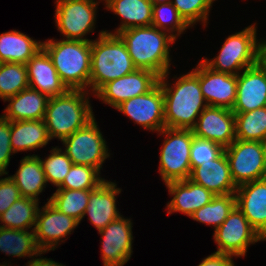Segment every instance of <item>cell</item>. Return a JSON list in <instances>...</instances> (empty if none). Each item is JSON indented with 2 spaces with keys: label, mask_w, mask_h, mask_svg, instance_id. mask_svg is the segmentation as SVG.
Wrapping results in <instances>:
<instances>
[{
  "label": "cell",
  "mask_w": 266,
  "mask_h": 266,
  "mask_svg": "<svg viewBox=\"0 0 266 266\" xmlns=\"http://www.w3.org/2000/svg\"><path fill=\"white\" fill-rule=\"evenodd\" d=\"M26 67L29 87L38 90L48 98L63 95L69 90L43 48L26 63Z\"/></svg>",
  "instance_id": "ffe728a7"
},
{
  "label": "cell",
  "mask_w": 266,
  "mask_h": 266,
  "mask_svg": "<svg viewBox=\"0 0 266 266\" xmlns=\"http://www.w3.org/2000/svg\"><path fill=\"white\" fill-rule=\"evenodd\" d=\"M192 130L195 137L216 142L225 148L236 139L235 114L228 108L207 106Z\"/></svg>",
  "instance_id": "2e32d148"
},
{
  "label": "cell",
  "mask_w": 266,
  "mask_h": 266,
  "mask_svg": "<svg viewBox=\"0 0 266 266\" xmlns=\"http://www.w3.org/2000/svg\"><path fill=\"white\" fill-rule=\"evenodd\" d=\"M48 99L38 90L28 87L5 100L10 103L2 116L9 121L42 120Z\"/></svg>",
  "instance_id": "cb8c5ba5"
},
{
  "label": "cell",
  "mask_w": 266,
  "mask_h": 266,
  "mask_svg": "<svg viewBox=\"0 0 266 266\" xmlns=\"http://www.w3.org/2000/svg\"><path fill=\"white\" fill-rule=\"evenodd\" d=\"M11 136V121L3 116H0V174L6 175L11 153L14 151L10 142Z\"/></svg>",
  "instance_id": "ab89813d"
},
{
  "label": "cell",
  "mask_w": 266,
  "mask_h": 266,
  "mask_svg": "<svg viewBox=\"0 0 266 266\" xmlns=\"http://www.w3.org/2000/svg\"><path fill=\"white\" fill-rule=\"evenodd\" d=\"M152 26L159 30L167 31L175 39L183 33L185 29L190 27L179 15L178 10L171 2L166 4H153ZM175 31L177 34L173 33Z\"/></svg>",
  "instance_id": "e575fe53"
},
{
  "label": "cell",
  "mask_w": 266,
  "mask_h": 266,
  "mask_svg": "<svg viewBox=\"0 0 266 266\" xmlns=\"http://www.w3.org/2000/svg\"><path fill=\"white\" fill-rule=\"evenodd\" d=\"M213 236L218 246L216 253L235 257L244 256L250 244L264 241L237 206L214 231Z\"/></svg>",
  "instance_id": "8fae6325"
},
{
  "label": "cell",
  "mask_w": 266,
  "mask_h": 266,
  "mask_svg": "<svg viewBox=\"0 0 266 266\" xmlns=\"http://www.w3.org/2000/svg\"><path fill=\"white\" fill-rule=\"evenodd\" d=\"M199 83L208 106L233 108L237 94V75L216 72L201 61Z\"/></svg>",
  "instance_id": "ac0fdd59"
},
{
  "label": "cell",
  "mask_w": 266,
  "mask_h": 266,
  "mask_svg": "<svg viewBox=\"0 0 266 266\" xmlns=\"http://www.w3.org/2000/svg\"><path fill=\"white\" fill-rule=\"evenodd\" d=\"M106 8L122 18L121 26L115 33L152 25L153 3L150 0H106Z\"/></svg>",
  "instance_id": "484cf974"
},
{
  "label": "cell",
  "mask_w": 266,
  "mask_h": 266,
  "mask_svg": "<svg viewBox=\"0 0 266 266\" xmlns=\"http://www.w3.org/2000/svg\"><path fill=\"white\" fill-rule=\"evenodd\" d=\"M21 197L19 188L10 176L0 179V215Z\"/></svg>",
  "instance_id": "60d3db41"
},
{
  "label": "cell",
  "mask_w": 266,
  "mask_h": 266,
  "mask_svg": "<svg viewBox=\"0 0 266 266\" xmlns=\"http://www.w3.org/2000/svg\"><path fill=\"white\" fill-rule=\"evenodd\" d=\"M27 266H65L62 265L61 263H57L53 261L52 259L50 260L47 258H33V260L28 261Z\"/></svg>",
  "instance_id": "7bdbcfd3"
},
{
  "label": "cell",
  "mask_w": 266,
  "mask_h": 266,
  "mask_svg": "<svg viewBox=\"0 0 266 266\" xmlns=\"http://www.w3.org/2000/svg\"><path fill=\"white\" fill-rule=\"evenodd\" d=\"M39 202L35 199L21 197L0 215L2 228L28 230L36 225Z\"/></svg>",
  "instance_id": "f546056e"
},
{
  "label": "cell",
  "mask_w": 266,
  "mask_h": 266,
  "mask_svg": "<svg viewBox=\"0 0 266 266\" xmlns=\"http://www.w3.org/2000/svg\"><path fill=\"white\" fill-rule=\"evenodd\" d=\"M258 63L264 68L266 72V42L265 41H263L262 47L260 49Z\"/></svg>",
  "instance_id": "ee69618b"
},
{
  "label": "cell",
  "mask_w": 266,
  "mask_h": 266,
  "mask_svg": "<svg viewBox=\"0 0 266 266\" xmlns=\"http://www.w3.org/2000/svg\"><path fill=\"white\" fill-rule=\"evenodd\" d=\"M235 206V193L216 195L209 203L195 211L190 217L200 223L213 225L216 230Z\"/></svg>",
  "instance_id": "d6a6232c"
},
{
  "label": "cell",
  "mask_w": 266,
  "mask_h": 266,
  "mask_svg": "<svg viewBox=\"0 0 266 266\" xmlns=\"http://www.w3.org/2000/svg\"><path fill=\"white\" fill-rule=\"evenodd\" d=\"M55 22L66 40L92 41L84 39L95 26V0H56Z\"/></svg>",
  "instance_id": "30bf717a"
},
{
  "label": "cell",
  "mask_w": 266,
  "mask_h": 266,
  "mask_svg": "<svg viewBox=\"0 0 266 266\" xmlns=\"http://www.w3.org/2000/svg\"><path fill=\"white\" fill-rule=\"evenodd\" d=\"M154 26L125 29L118 33L125 42L129 55L137 69L154 72L159 77L170 67V44L175 38Z\"/></svg>",
  "instance_id": "7a4b0ae2"
},
{
  "label": "cell",
  "mask_w": 266,
  "mask_h": 266,
  "mask_svg": "<svg viewBox=\"0 0 266 266\" xmlns=\"http://www.w3.org/2000/svg\"><path fill=\"white\" fill-rule=\"evenodd\" d=\"M116 185L114 182L104 180L90 192L85 216L86 214L89 216L90 222L98 231L121 216L116 208V195L121 189L116 188Z\"/></svg>",
  "instance_id": "603a6c76"
},
{
  "label": "cell",
  "mask_w": 266,
  "mask_h": 266,
  "mask_svg": "<svg viewBox=\"0 0 266 266\" xmlns=\"http://www.w3.org/2000/svg\"><path fill=\"white\" fill-rule=\"evenodd\" d=\"M42 48L69 90H86L89 87L91 41L50 39L42 42Z\"/></svg>",
  "instance_id": "5b68a950"
},
{
  "label": "cell",
  "mask_w": 266,
  "mask_h": 266,
  "mask_svg": "<svg viewBox=\"0 0 266 266\" xmlns=\"http://www.w3.org/2000/svg\"><path fill=\"white\" fill-rule=\"evenodd\" d=\"M99 174L100 172L94 167L73 164L69 173L57 189H95L105 180Z\"/></svg>",
  "instance_id": "d590c367"
},
{
  "label": "cell",
  "mask_w": 266,
  "mask_h": 266,
  "mask_svg": "<svg viewBox=\"0 0 266 266\" xmlns=\"http://www.w3.org/2000/svg\"><path fill=\"white\" fill-rule=\"evenodd\" d=\"M132 222L122 215L99 231L103 266H123L132 253Z\"/></svg>",
  "instance_id": "9a60e30c"
},
{
  "label": "cell",
  "mask_w": 266,
  "mask_h": 266,
  "mask_svg": "<svg viewBox=\"0 0 266 266\" xmlns=\"http://www.w3.org/2000/svg\"><path fill=\"white\" fill-rule=\"evenodd\" d=\"M115 109L145 129L160 132L165 127L164 95L159 83L148 93L123 101Z\"/></svg>",
  "instance_id": "7c38bea8"
},
{
  "label": "cell",
  "mask_w": 266,
  "mask_h": 266,
  "mask_svg": "<svg viewBox=\"0 0 266 266\" xmlns=\"http://www.w3.org/2000/svg\"><path fill=\"white\" fill-rule=\"evenodd\" d=\"M29 87L26 64H0V98L4 101Z\"/></svg>",
  "instance_id": "836d02e7"
},
{
  "label": "cell",
  "mask_w": 266,
  "mask_h": 266,
  "mask_svg": "<svg viewBox=\"0 0 266 266\" xmlns=\"http://www.w3.org/2000/svg\"><path fill=\"white\" fill-rule=\"evenodd\" d=\"M236 206L266 240V178L237 186Z\"/></svg>",
  "instance_id": "d6986e66"
},
{
  "label": "cell",
  "mask_w": 266,
  "mask_h": 266,
  "mask_svg": "<svg viewBox=\"0 0 266 266\" xmlns=\"http://www.w3.org/2000/svg\"><path fill=\"white\" fill-rule=\"evenodd\" d=\"M236 139L266 141V106L248 112L234 113Z\"/></svg>",
  "instance_id": "4dcf8cb0"
},
{
  "label": "cell",
  "mask_w": 266,
  "mask_h": 266,
  "mask_svg": "<svg viewBox=\"0 0 266 266\" xmlns=\"http://www.w3.org/2000/svg\"><path fill=\"white\" fill-rule=\"evenodd\" d=\"M0 251L9 256L34 257L46 251H41L36 243L34 230H15L0 227ZM39 254V255H38Z\"/></svg>",
  "instance_id": "f1b7e54d"
},
{
  "label": "cell",
  "mask_w": 266,
  "mask_h": 266,
  "mask_svg": "<svg viewBox=\"0 0 266 266\" xmlns=\"http://www.w3.org/2000/svg\"><path fill=\"white\" fill-rule=\"evenodd\" d=\"M50 153L49 157L41 159V162L47 182L58 187L69 173L73 163L61 148L55 147Z\"/></svg>",
  "instance_id": "8d00e7d4"
},
{
  "label": "cell",
  "mask_w": 266,
  "mask_h": 266,
  "mask_svg": "<svg viewBox=\"0 0 266 266\" xmlns=\"http://www.w3.org/2000/svg\"><path fill=\"white\" fill-rule=\"evenodd\" d=\"M263 153H264V162H265V178H266V141L263 142Z\"/></svg>",
  "instance_id": "bcb514c9"
},
{
  "label": "cell",
  "mask_w": 266,
  "mask_h": 266,
  "mask_svg": "<svg viewBox=\"0 0 266 266\" xmlns=\"http://www.w3.org/2000/svg\"><path fill=\"white\" fill-rule=\"evenodd\" d=\"M224 150L225 148L216 142L194 136L190 149L191 170L199 167L202 163L209 162V160H215Z\"/></svg>",
  "instance_id": "f35d334b"
},
{
  "label": "cell",
  "mask_w": 266,
  "mask_h": 266,
  "mask_svg": "<svg viewBox=\"0 0 266 266\" xmlns=\"http://www.w3.org/2000/svg\"><path fill=\"white\" fill-rule=\"evenodd\" d=\"M153 4H166L171 2V0H150Z\"/></svg>",
  "instance_id": "f6af8a7d"
},
{
  "label": "cell",
  "mask_w": 266,
  "mask_h": 266,
  "mask_svg": "<svg viewBox=\"0 0 266 266\" xmlns=\"http://www.w3.org/2000/svg\"><path fill=\"white\" fill-rule=\"evenodd\" d=\"M160 134L166 135L160 152L159 173L166 183L190 178V149L193 130L164 127Z\"/></svg>",
  "instance_id": "52a82bcc"
},
{
  "label": "cell",
  "mask_w": 266,
  "mask_h": 266,
  "mask_svg": "<svg viewBox=\"0 0 266 266\" xmlns=\"http://www.w3.org/2000/svg\"><path fill=\"white\" fill-rule=\"evenodd\" d=\"M42 42L35 41L20 31L0 34V63L26 64L40 49Z\"/></svg>",
  "instance_id": "83f0119b"
},
{
  "label": "cell",
  "mask_w": 266,
  "mask_h": 266,
  "mask_svg": "<svg viewBox=\"0 0 266 266\" xmlns=\"http://www.w3.org/2000/svg\"><path fill=\"white\" fill-rule=\"evenodd\" d=\"M266 106V72L259 64L245 68L237 75L234 113L248 112Z\"/></svg>",
  "instance_id": "e0dca14e"
},
{
  "label": "cell",
  "mask_w": 266,
  "mask_h": 266,
  "mask_svg": "<svg viewBox=\"0 0 266 266\" xmlns=\"http://www.w3.org/2000/svg\"><path fill=\"white\" fill-rule=\"evenodd\" d=\"M262 44L256 38L255 24L250 25L228 36L216 58H203L202 62L216 72L238 75L239 71L258 63Z\"/></svg>",
  "instance_id": "8992f818"
},
{
  "label": "cell",
  "mask_w": 266,
  "mask_h": 266,
  "mask_svg": "<svg viewBox=\"0 0 266 266\" xmlns=\"http://www.w3.org/2000/svg\"><path fill=\"white\" fill-rule=\"evenodd\" d=\"M168 74L169 71L158 82L164 95L165 127L192 130L198 116L208 106L199 83V64L196 69L179 77L173 87L167 83Z\"/></svg>",
  "instance_id": "6da1fadb"
},
{
  "label": "cell",
  "mask_w": 266,
  "mask_h": 266,
  "mask_svg": "<svg viewBox=\"0 0 266 266\" xmlns=\"http://www.w3.org/2000/svg\"><path fill=\"white\" fill-rule=\"evenodd\" d=\"M189 179L212 191L215 195L232 194L237 189L231 177L225 151L215 160H209V162L195 167Z\"/></svg>",
  "instance_id": "44dd1931"
},
{
  "label": "cell",
  "mask_w": 266,
  "mask_h": 266,
  "mask_svg": "<svg viewBox=\"0 0 266 266\" xmlns=\"http://www.w3.org/2000/svg\"><path fill=\"white\" fill-rule=\"evenodd\" d=\"M41 208L33 228L35 240L41 251L55 250L60 239L71 234L80 222L60 212L49 201Z\"/></svg>",
  "instance_id": "5bb4252c"
},
{
  "label": "cell",
  "mask_w": 266,
  "mask_h": 266,
  "mask_svg": "<svg viewBox=\"0 0 266 266\" xmlns=\"http://www.w3.org/2000/svg\"><path fill=\"white\" fill-rule=\"evenodd\" d=\"M125 42L118 34L101 31L99 39L91 41V72L89 87L96 93L104 84L134 72Z\"/></svg>",
  "instance_id": "3957f363"
},
{
  "label": "cell",
  "mask_w": 266,
  "mask_h": 266,
  "mask_svg": "<svg viewBox=\"0 0 266 266\" xmlns=\"http://www.w3.org/2000/svg\"><path fill=\"white\" fill-rule=\"evenodd\" d=\"M159 78L152 71L136 69L130 74L107 82L95 95L104 103L116 108L123 101L148 93L158 84Z\"/></svg>",
  "instance_id": "4fadbf2b"
},
{
  "label": "cell",
  "mask_w": 266,
  "mask_h": 266,
  "mask_svg": "<svg viewBox=\"0 0 266 266\" xmlns=\"http://www.w3.org/2000/svg\"><path fill=\"white\" fill-rule=\"evenodd\" d=\"M224 151L236 186L265 178L263 142L235 139Z\"/></svg>",
  "instance_id": "9c48e42d"
},
{
  "label": "cell",
  "mask_w": 266,
  "mask_h": 266,
  "mask_svg": "<svg viewBox=\"0 0 266 266\" xmlns=\"http://www.w3.org/2000/svg\"><path fill=\"white\" fill-rule=\"evenodd\" d=\"M62 142L66 147L64 152L73 164L94 167L99 172L104 160L110 156L95 118Z\"/></svg>",
  "instance_id": "ba28073f"
},
{
  "label": "cell",
  "mask_w": 266,
  "mask_h": 266,
  "mask_svg": "<svg viewBox=\"0 0 266 266\" xmlns=\"http://www.w3.org/2000/svg\"><path fill=\"white\" fill-rule=\"evenodd\" d=\"M50 140L43 119L11 121L10 142L14 153L35 150L47 145Z\"/></svg>",
  "instance_id": "4316f807"
},
{
  "label": "cell",
  "mask_w": 266,
  "mask_h": 266,
  "mask_svg": "<svg viewBox=\"0 0 266 266\" xmlns=\"http://www.w3.org/2000/svg\"><path fill=\"white\" fill-rule=\"evenodd\" d=\"M91 190L57 189L47 200L60 212L80 222L85 216Z\"/></svg>",
  "instance_id": "1f68e13d"
},
{
  "label": "cell",
  "mask_w": 266,
  "mask_h": 266,
  "mask_svg": "<svg viewBox=\"0 0 266 266\" xmlns=\"http://www.w3.org/2000/svg\"><path fill=\"white\" fill-rule=\"evenodd\" d=\"M165 185L169 190V194L174 195L172 200L167 203L168 214L181 212L190 217L216 196L212 191L194 183L189 178L169 182Z\"/></svg>",
  "instance_id": "7402d4cb"
},
{
  "label": "cell",
  "mask_w": 266,
  "mask_h": 266,
  "mask_svg": "<svg viewBox=\"0 0 266 266\" xmlns=\"http://www.w3.org/2000/svg\"><path fill=\"white\" fill-rule=\"evenodd\" d=\"M19 188L22 197L39 201L38 195L44 190L47 180L40 156H25L15 175L10 176Z\"/></svg>",
  "instance_id": "d4e9b609"
},
{
  "label": "cell",
  "mask_w": 266,
  "mask_h": 266,
  "mask_svg": "<svg viewBox=\"0 0 266 266\" xmlns=\"http://www.w3.org/2000/svg\"><path fill=\"white\" fill-rule=\"evenodd\" d=\"M232 257L229 254L215 252L204 258L198 266H235Z\"/></svg>",
  "instance_id": "b9f144b4"
},
{
  "label": "cell",
  "mask_w": 266,
  "mask_h": 266,
  "mask_svg": "<svg viewBox=\"0 0 266 266\" xmlns=\"http://www.w3.org/2000/svg\"><path fill=\"white\" fill-rule=\"evenodd\" d=\"M215 0H171L179 15L189 25L202 21L207 23L209 9Z\"/></svg>",
  "instance_id": "74e56055"
},
{
  "label": "cell",
  "mask_w": 266,
  "mask_h": 266,
  "mask_svg": "<svg viewBox=\"0 0 266 266\" xmlns=\"http://www.w3.org/2000/svg\"><path fill=\"white\" fill-rule=\"evenodd\" d=\"M85 90H68L48 99L43 121L50 139L64 140L95 117Z\"/></svg>",
  "instance_id": "277c9868"
}]
</instances>
